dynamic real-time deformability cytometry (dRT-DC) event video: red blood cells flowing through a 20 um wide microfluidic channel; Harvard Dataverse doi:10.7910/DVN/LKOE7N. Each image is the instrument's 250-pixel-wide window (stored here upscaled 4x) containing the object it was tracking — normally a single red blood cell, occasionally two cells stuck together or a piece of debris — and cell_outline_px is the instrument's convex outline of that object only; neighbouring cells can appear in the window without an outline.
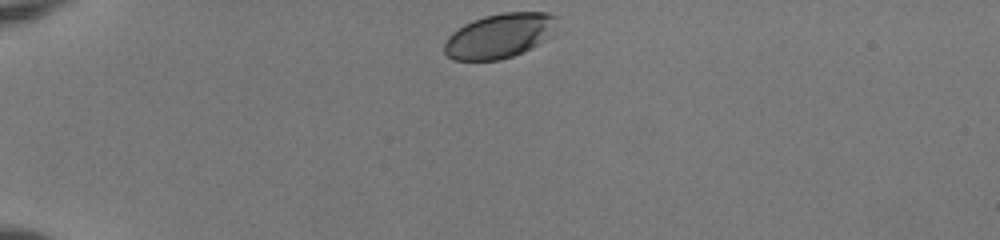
{"species": "human", "species_latin": "Homo sapiens", "temperature_condition": "room temperature", "stored_images_in_passage": 35, "camera_frame_rate_fps": 3000, "um_per_image_px": 0.085, "donor": {"sex": "female"}, "frame": {"image": 1, "passage_image": 1, "time_ms": 0.0, "image_size_px": [1000, 240], "cell_outline_px": [[560, 16], [540, 40], [532, 48], [512, 56], [500, 60], [452, 60], [444, 52], [444, 44], [448, 36], [452, 32], [464, 24], [472, 20], [484, 16], [504, 12], [548, 12]], "centroid_in_image_um": [42.36, 3.03], "position_along_channel_um": 42.6, "area_um2": 28.73}}
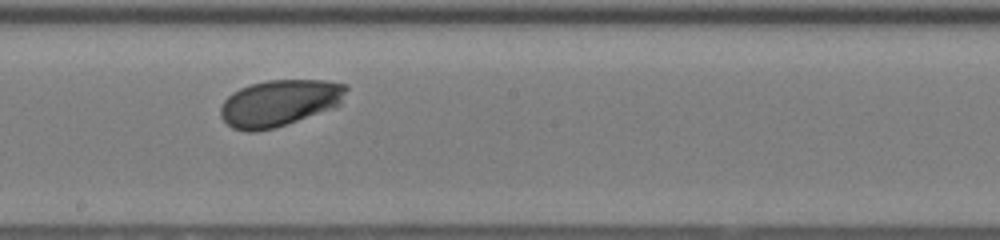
{"frame": {"image": 2, "passage_image": 19, "time_ms": 6.0, "image_size_px": [1000, 240], "cell_outline_px": [[348, 88], [340, 104], [336, 108], [276, 128], [256, 132], [248, 132], [232, 128], [220, 116], [220, 108], [224, 100], [232, 92], [240, 88], [252, 84], [268, 80], [324, 80], [348, 84]], "centroid_in_image_um": [23.78, 8.76], "position_along_channel_um": 224.4, "area_um2": 34.51}}
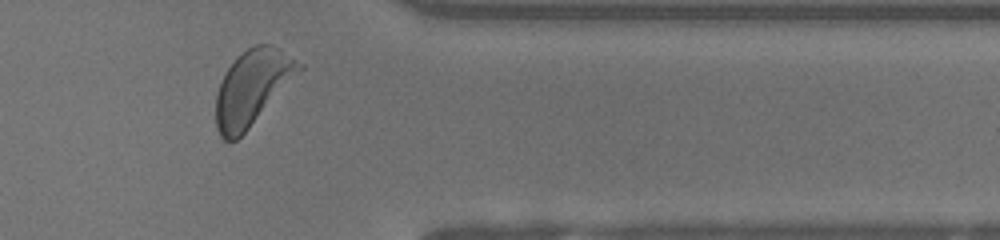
{"frame": {"image": 3, "passage_image": 32, "time_ms": 10.333, "image_size_px": [1000, 240], "cell_outline_px": [[304, 68], [248, 128], [236, 140], [224, 140], [220, 136], [216, 128], [216, 96], [220, 84], [228, 68], [236, 56], [248, 48], [256, 44], [272, 44], [280, 48], [304, 64]], "centroid_in_image_um": [21.46, 7.41], "position_along_channel_um": 389.9, "area_um2": 36.01}, "authors_computed_cell_mechanics": {"area_um2": 33.5818, "velocity_mm_per_s": 3.9644, "shape_relaxation_time_tau1_ms": 1.7575, "shape_relaxation_time_tau2_ms": null, "deformation_change_tau1": 0.1005, "deformation_change_tau2": null}}